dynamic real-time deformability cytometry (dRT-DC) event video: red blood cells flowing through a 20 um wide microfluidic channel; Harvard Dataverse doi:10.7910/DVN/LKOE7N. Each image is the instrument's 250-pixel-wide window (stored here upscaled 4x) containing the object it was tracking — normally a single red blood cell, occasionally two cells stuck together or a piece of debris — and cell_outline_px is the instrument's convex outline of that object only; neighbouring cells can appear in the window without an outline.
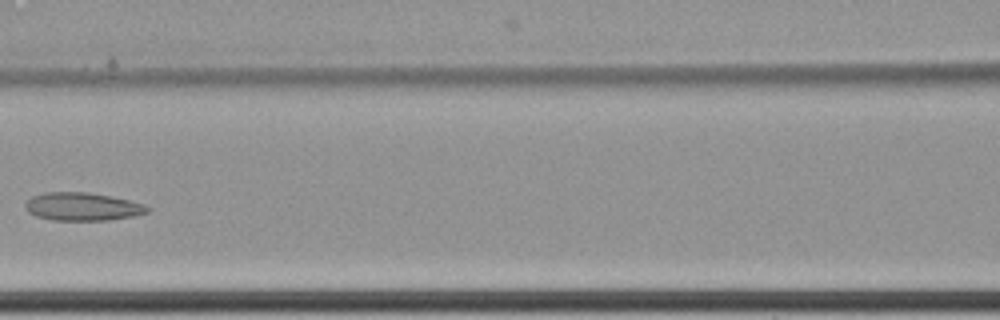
{"species": "common noctule bat (a hibernating species)", "species_latin": "Nyctalus noctula", "temperature_condition": "cold", "stored_images_in_passage": 6, "camera_frame_rate_fps": 3000, "um_per_image_px": 0.085, "animal": {"sex": "female", "body_mass_g": 22.7, "forearm_length_mm": 54.2}, "frame": {"image": 1, "passage_image": 6, "time_ms": 1.667, "image_size_px": [1000, 320], "cell_outline_px": [[152, 208], [148, 212], [136, 216], [108, 220], [52, 220], [36, 216], [28, 212], [24, 208], [24, 204], [32, 196], [44, 192], [84, 192], [108, 196], [128, 200], [144, 204]], "centroid_in_image_um": [7.0, 17.57], "position_along_channel_um": 159.6, "area_um2": 20.0}}